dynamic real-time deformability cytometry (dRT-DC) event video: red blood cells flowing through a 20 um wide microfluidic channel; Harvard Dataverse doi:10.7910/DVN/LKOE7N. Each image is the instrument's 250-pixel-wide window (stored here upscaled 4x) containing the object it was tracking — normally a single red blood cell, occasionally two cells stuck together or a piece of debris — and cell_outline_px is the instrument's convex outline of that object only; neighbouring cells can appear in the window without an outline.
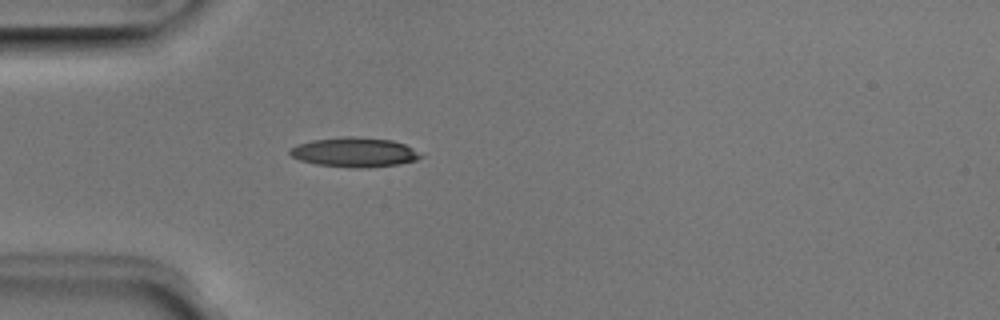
{"species": "Egyptian fruit bat (a non-hibernating species)", "species_latin": "Rousettus aegyptiacus", "temperature_condition": "room temperature", "stored_images_in_passage": 34, "camera_frame_rate_fps": 3000, "um_per_image_px": 0.085, "animal": {"sex": "male"}, "frame": {"image": 1, "passage_image": 1, "time_ms": 0.0, "image_size_px": [1000, 320], "cell_outline_px": [[424, 156], [416, 160], [400, 164], [368, 168], [356, 168], [316, 164], [300, 160], [292, 156], [288, 152], [296, 144], [312, 140], [344, 136], [352, 136], [392, 140], [404, 144], [412, 148]], "centroid_in_image_um": [30.13, 12.94], "position_along_channel_um": 54.9, "area_um2": 22.54}}
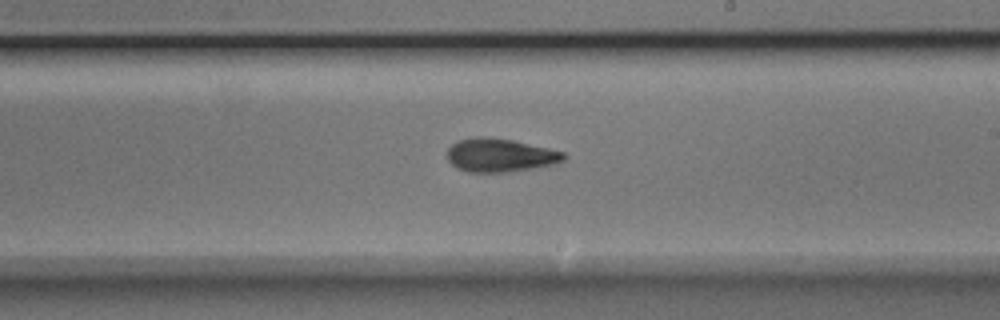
{"frame": {"image": 2, "passage_image": 16, "time_ms": 5.0, "image_size_px": [1000, 320], "cell_outline_px": [[568, 156], [564, 160], [556, 164], [508, 172], [468, 172], [456, 168], [448, 160], [448, 148], [456, 140], [476, 136], [484, 136], [512, 140], [548, 148], [564, 152]], "centroid_in_image_um": [42.5, 13.19], "position_along_channel_um": 246.5, "area_um2": 22.83}}
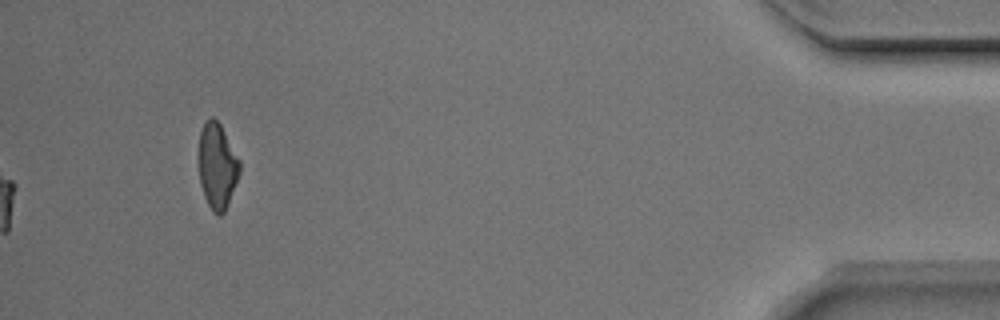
{"frame": {"image": 3, "passage_image": 34, "time_ms": 11.0, "image_size_px": [1000, 320], "cell_outline_px": [[240, 172], [228, 204], [224, 212], [220, 216], [216, 216], [212, 212], [204, 196], [200, 184], [200, 132], [204, 120], [212, 116], [220, 124], [240, 160]], "centroid_in_image_um": [18.47, 14.12], "position_along_channel_um": 416.7, "area_um2": 20.29}, "authors_computed_cell_mechanics": {"area_um2": 22.0218, "velocity_mm_per_s": 3.9836, "shape_relaxation_time_tau1_ms": 3.0087, "shape_relaxation_time_tau2_ms": 3.0616, "deformation_change_tau1": 0.1349, "deformation_change_tau2": 0.1123}}